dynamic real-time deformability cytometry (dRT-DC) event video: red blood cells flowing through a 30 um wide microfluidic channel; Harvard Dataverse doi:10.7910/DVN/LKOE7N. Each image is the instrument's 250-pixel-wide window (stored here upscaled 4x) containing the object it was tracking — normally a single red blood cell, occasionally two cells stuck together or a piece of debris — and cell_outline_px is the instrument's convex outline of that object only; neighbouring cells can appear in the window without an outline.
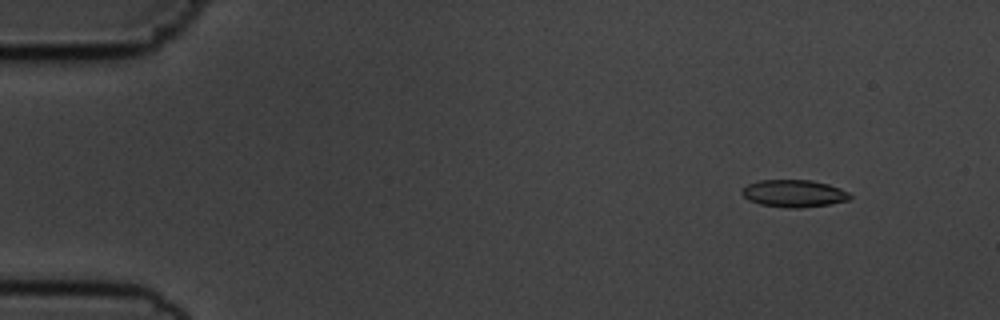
{"species": "common noctule bat (a hibernating species)", "species_latin": "Nyctalus noctula", "temperature_condition": "cold", "stored_images_in_passage": 56, "camera_frame_rate_fps": 3000, "um_per_image_px": 0.085, "animal": {"sex": "male", "body_mass_g": 19.5, "forearm_length_mm": 54.6}, "frame": {"image": 1, "passage_image": 6, "time_ms": 1.667, "image_size_px": [1000, 320], "cell_outline_px": [[852, 196], [848, 200], [828, 204], [800, 208], [788, 208], [760, 204], [748, 200], [740, 192], [748, 184], [756, 180], [812, 180], [828, 184], [840, 188], [848, 192]], "centroid_in_image_um": [67.47, 16.44], "position_along_channel_um": 17.5, "area_um2": 17.17}}
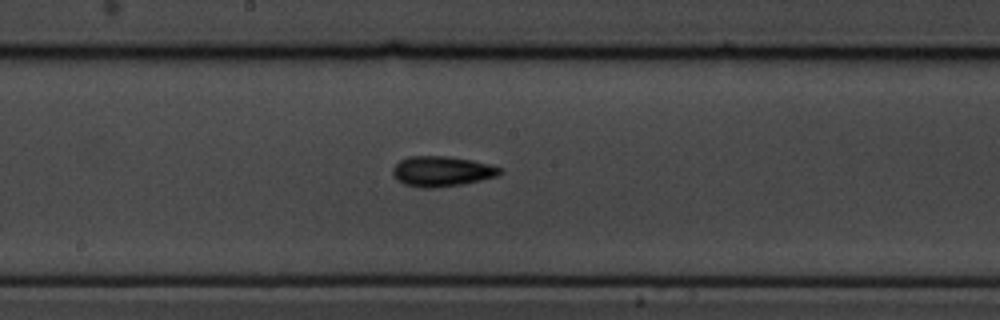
{"frame": {"image": 2, "passage_image": 30, "time_ms": 9.667, "image_size_px": [1000, 320], "cell_outline_px": [[504, 172], [496, 176], [480, 180], [460, 184], [432, 188], [424, 188], [404, 184], [396, 180], [392, 172], [392, 168], [400, 160], [408, 156], [448, 156], [472, 160], [504, 168]], "centroid_in_image_um": [37.55, 14.55], "position_along_channel_um": 210.7, "area_um2": 18.9}}
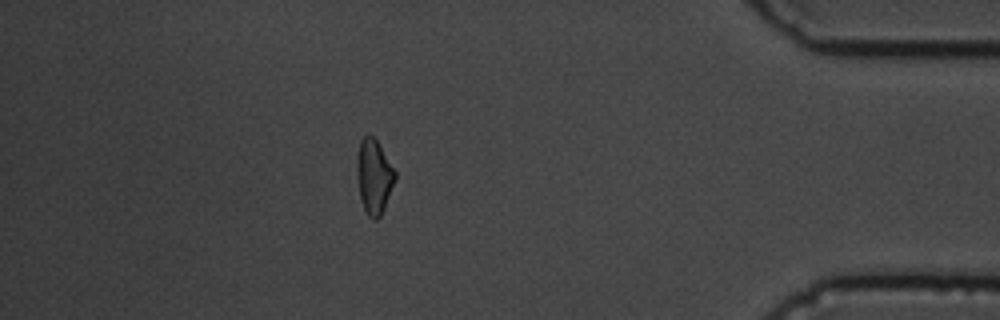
{"frame": {"image": 3, "passage_image": 49, "time_ms": 16.0, "image_size_px": [1000, 320], "cell_outline_px": [[396, 180], [384, 208], [380, 216], [376, 220], [372, 220], [368, 216], [364, 208], [360, 196], [356, 176], [356, 164], [360, 140], [368, 132], [376, 140], [396, 172]], "centroid_in_image_um": [31.78, 15.0], "position_along_channel_um": 403.4, "area_um2": 16.59}, "authors_computed_cell_mechanics": {"area_um2": 16.9354, "velocity_mm_per_s": 3.6705, "shape_relaxation_time_tau1_ms": 5.6096, "shape_relaxation_time_tau2_ms": 7.3533, "deformation_change_tau1": 0.1377, "deformation_change_tau2": 0.1627}}